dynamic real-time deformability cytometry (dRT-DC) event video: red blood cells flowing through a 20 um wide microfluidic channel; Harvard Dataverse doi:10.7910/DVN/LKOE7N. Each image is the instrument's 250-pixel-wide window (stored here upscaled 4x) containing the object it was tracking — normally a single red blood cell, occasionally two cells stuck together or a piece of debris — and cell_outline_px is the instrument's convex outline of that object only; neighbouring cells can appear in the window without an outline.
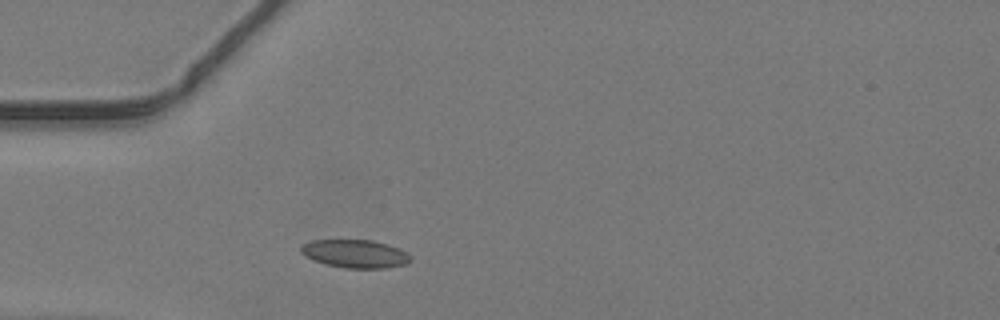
{"species": "common noctule bat (a hibernating species)", "species_latin": "Nyctalus noctula", "temperature_condition": "warm", "stored_images_in_passage": 34, "camera_frame_rate_fps": 3000, "um_per_image_px": 0.085, "animal": {"sex": "male", "body_mass_g": 19.2, "forearm_length_mm": 51.8}, "frame": {"image": 1, "passage_image": 1, "time_ms": 0.0, "image_size_px": [1000, 320], "cell_outline_px": [[412, 260], [408, 264], [388, 268], [348, 268], [324, 264], [312, 260], [304, 256], [300, 252], [300, 248], [304, 244], [312, 240], [372, 240], [388, 244], [400, 248], [412, 256]], "centroid_in_image_um": [30.22, 21.57], "position_along_channel_um": 54.8, "area_um2": 18.26}}
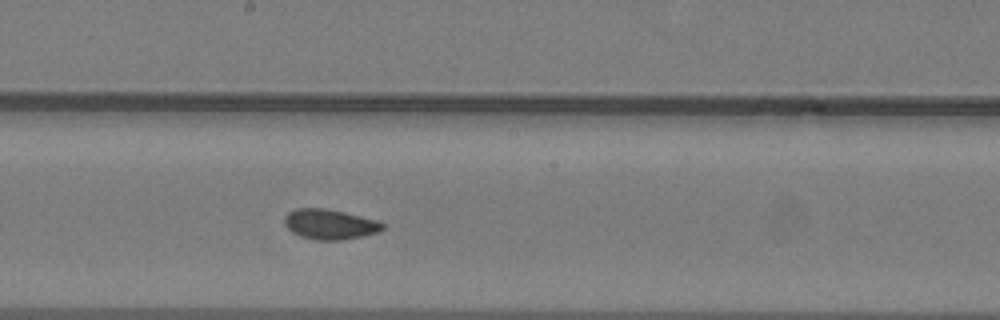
{"frame": {"image": 2, "passage_image": 13, "time_ms": 4.0, "image_size_px": [1000, 320], "cell_outline_px": [[384, 228], [376, 232], [360, 236], [340, 240], [316, 240], [300, 236], [292, 232], [284, 224], [284, 216], [288, 212], [296, 208], [324, 208], [344, 212], [376, 220], [384, 224]], "centroid_in_image_um": [27.98, 19.05], "position_along_channel_um": 220.2, "area_um2": 17.05}}
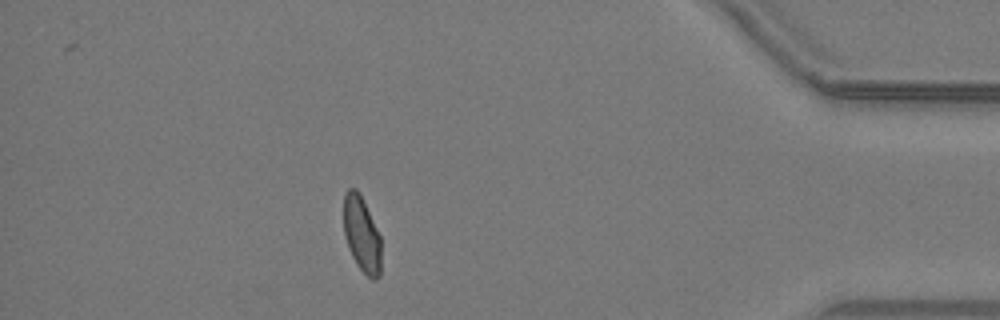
{"frame": {"image": 3, "passage_image": 29, "time_ms": 9.333, "image_size_px": [1000, 320], "cell_outline_px": [[380, 276], [376, 280], [372, 280], [356, 264], [348, 248], [344, 236], [344, 192], [348, 188], [356, 188], [380, 236]], "centroid_in_image_um": [30.72, 19.95], "position_along_channel_um": 404.5, "area_um2": 16.24}}